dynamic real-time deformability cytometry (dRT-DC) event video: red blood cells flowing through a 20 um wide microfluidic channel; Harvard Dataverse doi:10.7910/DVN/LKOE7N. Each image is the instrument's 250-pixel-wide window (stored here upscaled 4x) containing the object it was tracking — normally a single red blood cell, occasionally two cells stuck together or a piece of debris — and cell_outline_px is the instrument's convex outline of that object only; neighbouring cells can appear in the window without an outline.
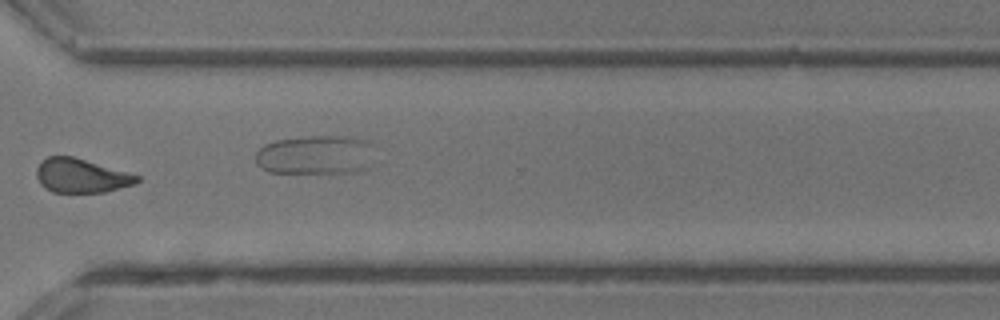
{"species": "common noctule bat (a hibernating species)", "species_latin": "Nyctalus noctula", "temperature_condition": "room temperature", "stored_images_in_passage": 37, "camera_frame_rate_fps": 3000, "um_per_image_px": 0.085, "animal": {"sex": "male", "body_mass_g": 13.3}, "frame": {"image": 1, "passage_image": 27, "time_ms": 8.667, "image_size_px": [1000, 320], "cell_outline_px": [[140, 180], [136, 184], [104, 192], [52, 192], [40, 184], [36, 176], [36, 168], [48, 156], [72, 156], [140, 176]], "centroid_in_image_um": [6.9, 14.94], "position_along_channel_um": 363.7, "area_um2": 19.71}}